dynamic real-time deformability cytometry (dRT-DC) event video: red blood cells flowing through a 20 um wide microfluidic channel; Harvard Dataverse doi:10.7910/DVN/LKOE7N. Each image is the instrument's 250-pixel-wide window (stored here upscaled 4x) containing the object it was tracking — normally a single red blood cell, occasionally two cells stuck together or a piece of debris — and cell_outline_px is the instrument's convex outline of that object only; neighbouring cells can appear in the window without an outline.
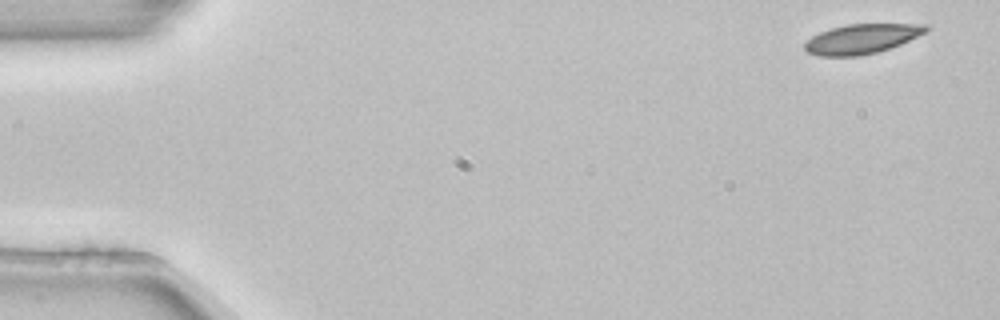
{"species": "common noctule bat (a hibernating species)", "species_latin": "Nyctalus noctula", "temperature_condition": "room temperature", "stored_images_in_passage": 5, "camera_frame_rate_fps": 3000, "um_per_image_px": 0.085, "animal": {"sex": "female", "body_mass_g": 22.7, "forearm_length_mm": 54.2}, "frame": {"image": 1, "passage_image": 1, "time_ms": 0.0, "image_size_px": [1000, 320], "cell_outline_px": [[928, 28], [924, 32], [900, 44], [876, 52], [860, 56], [820, 56], [808, 52], [804, 48], [804, 44], [812, 36], [820, 32], [832, 28], [848, 24], [928, 24]], "centroid_in_image_um": [73.21, 3.3], "position_along_channel_um": 11.8, "area_um2": 20.58}}
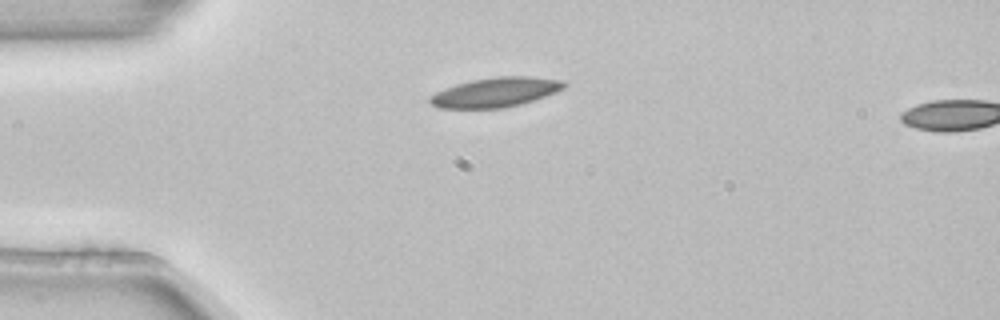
{"frame": {"image": 2, "passage_image": 4, "time_ms": 1.0, "image_size_px": [1000, 320], "cell_outline_px": [[568, 84], [564, 88], [556, 92], [520, 104], [504, 108], [436, 108], [428, 100], [436, 92], [444, 88], [456, 84], [472, 80], [496, 76], [532, 76], [564, 80]], "centroid_in_image_um": [42.14, 7.83], "position_along_channel_um": 42.9, "area_um2": 23.12}}